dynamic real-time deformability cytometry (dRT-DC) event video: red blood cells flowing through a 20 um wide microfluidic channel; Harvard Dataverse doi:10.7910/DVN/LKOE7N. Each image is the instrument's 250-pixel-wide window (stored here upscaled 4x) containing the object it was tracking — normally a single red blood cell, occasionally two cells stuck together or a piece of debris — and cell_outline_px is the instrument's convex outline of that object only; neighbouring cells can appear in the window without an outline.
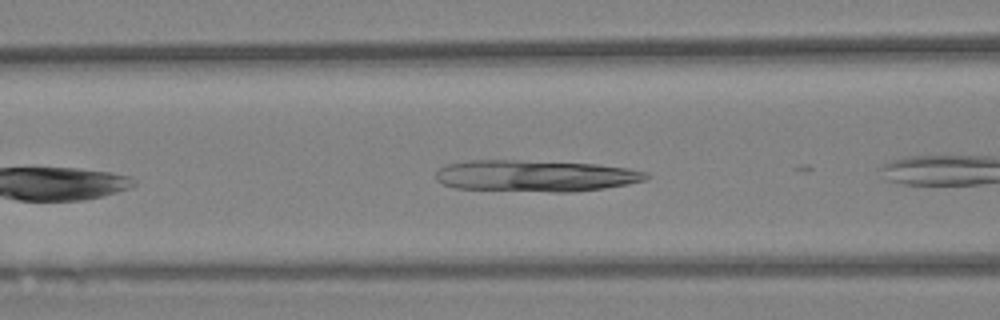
{"species": "Egyptian fruit bat (a non-hibernating species)", "species_latin": "Rousettus aegyptiacus", "temperature_condition": "warm", "stored_images_in_passage": 9, "camera_frame_rate_fps": 3000, "um_per_image_px": 0.085, "animal": {"sex": "female"}, "frame": {"image": 1, "passage_image": 5, "time_ms": 1.333, "image_size_px": [1000, 320], "cell_outline_px": [[648, 176], [644, 180], [628, 184], [604, 188], [572, 192], [552, 192], [456, 188], [444, 184], [436, 180], [436, 172], [444, 164], [468, 160], [512, 160], [596, 164], [628, 168], [644, 172]], "centroid_in_image_um": [45.46, 14.94], "position_along_channel_um": 121.1, "area_um2": 38.49}}
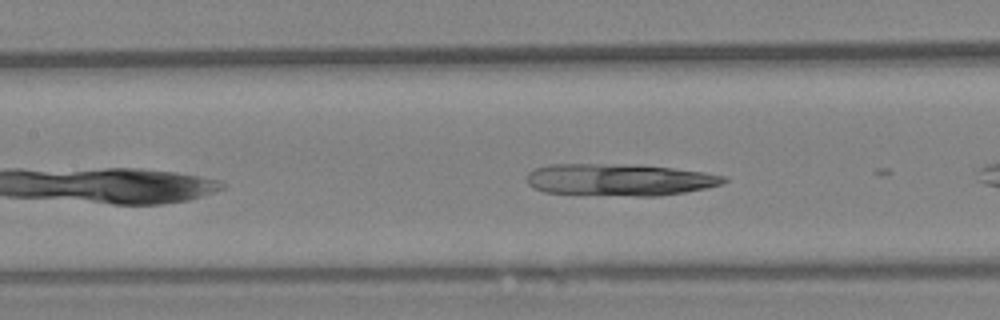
{"frame": {"image": 2, "passage_image": 8, "time_ms": 2.333, "image_size_px": [1000, 320], "cell_outline_px": [[728, 180], [720, 184], [704, 188], [684, 192], [660, 196], [636, 196], [544, 192], [528, 184], [528, 172], [536, 168], [552, 164], [628, 164], [672, 168], [704, 172], [728, 176]], "centroid_in_image_um": [52.69, 15.27], "position_along_channel_um": 154.7, "area_um2": 36.47}}